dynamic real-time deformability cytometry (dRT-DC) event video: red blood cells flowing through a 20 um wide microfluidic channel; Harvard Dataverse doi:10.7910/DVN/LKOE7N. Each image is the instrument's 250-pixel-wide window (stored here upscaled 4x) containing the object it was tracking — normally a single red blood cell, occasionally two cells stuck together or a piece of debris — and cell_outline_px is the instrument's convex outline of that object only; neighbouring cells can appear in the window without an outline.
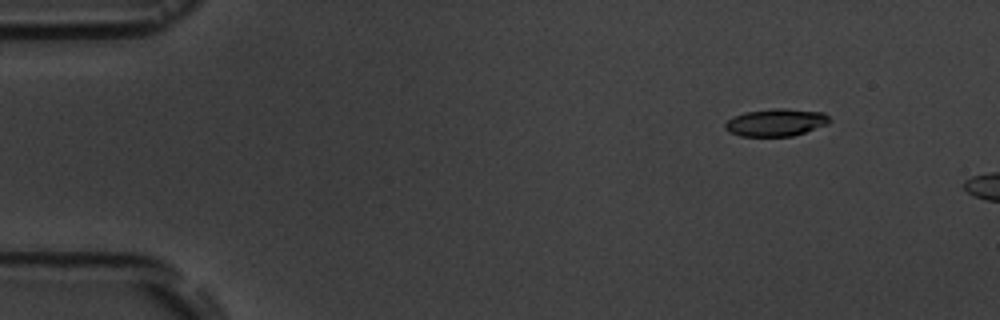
{"species": "common noctule bat (a hibernating species)", "species_latin": "Nyctalus noctula", "temperature_condition": "room temperature", "stored_images_in_passage": 4, "camera_frame_rate_fps": 3000, "um_per_image_px": 0.085, "animal": {"sex": "male", "body_mass_g": 19.5, "forearm_length_mm": 54.6}, "frame": {"image": 1, "passage_image": 2, "time_ms": 1.0, "image_size_px": [1000, 320], "cell_outline_px": [[832, 120], [828, 124], [792, 136], [740, 136], [728, 132], [724, 128], [724, 124], [732, 116], [744, 112], [772, 108], [784, 108], [824, 112]], "centroid_in_image_um": [65.93, 10.4], "position_along_channel_um": 19.1, "area_um2": 16.88}}